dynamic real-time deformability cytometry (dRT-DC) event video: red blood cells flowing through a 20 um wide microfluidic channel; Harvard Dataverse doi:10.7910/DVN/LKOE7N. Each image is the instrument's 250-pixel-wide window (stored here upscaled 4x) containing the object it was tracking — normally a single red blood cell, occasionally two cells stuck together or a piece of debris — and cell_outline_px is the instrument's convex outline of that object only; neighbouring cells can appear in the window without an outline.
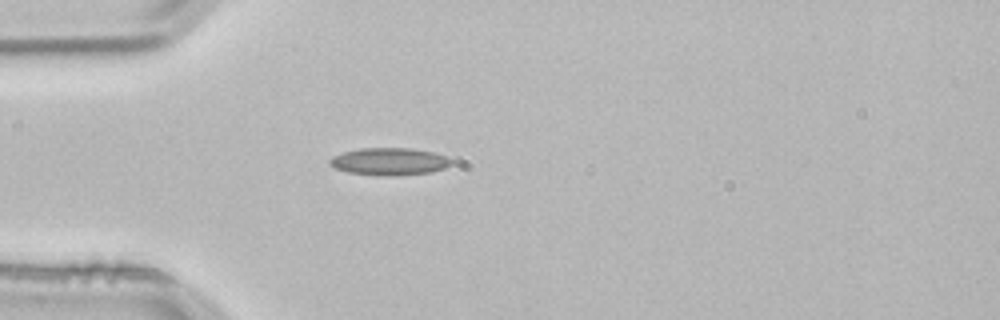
{"species": "common noctule bat (a hibernating species)", "species_latin": "Nyctalus noctula", "temperature_condition": "room temperature", "stored_images_in_passage": 1, "camera_frame_rate_fps": 3000, "um_per_image_px": 0.085, "animal": {"sex": "male", "body_mass_g": 21.5, "forearm_length_mm": 52.0}, "frame": {"image": 1, "passage_image": 1, "time_ms": 0.0, "image_size_px": [1000, 320], "cell_outline_px": [[452, 164], [444, 168], [432, 172], [392, 176], [380, 176], [348, 172], [336, 168], [328, 164], [328, 160], [332, 156], [344, 152], [360, 148], [412, 148], [432, 152], [444, 156], [452, 160]], "centroid_in_image_um": [33.08, 13.73], "position_along_channel_um": 51.9, "area_um2": 19.42}}